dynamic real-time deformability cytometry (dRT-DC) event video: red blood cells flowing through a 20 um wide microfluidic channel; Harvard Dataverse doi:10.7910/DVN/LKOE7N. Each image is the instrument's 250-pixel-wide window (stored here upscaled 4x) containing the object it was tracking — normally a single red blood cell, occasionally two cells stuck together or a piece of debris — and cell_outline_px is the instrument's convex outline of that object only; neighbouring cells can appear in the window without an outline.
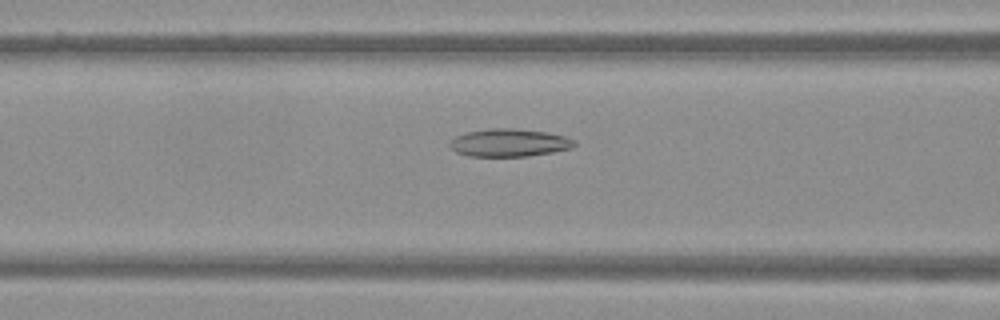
{"species": "Egyptian fruit bat (a non-hibernating species)", "species_latin": "Rousettus aegyptiacus", "temperature_condition": "warm", "stored_images_in_passage": 51, "camera_frame_rate_fps": 3000, "um_per_image_px": 0.085, "frame": {"image": 1, "passage_image": 21, "time_ms": 6.667, "image_size_px": [1000, 320], "cell_outline_px": [[576, 144], [572, 148], [552, 152], [528, 156], [468, 156], [456, 152], [448, 148], [448, 140], [456, 136], [468, 132], [488, 128], [516, 128], [548, 132], [564, 136], [576, 140]], "centroid_in_image_um": [43.25, 12.13], "position_along_channel_um": 123.3, "area_um2": 20.46}}
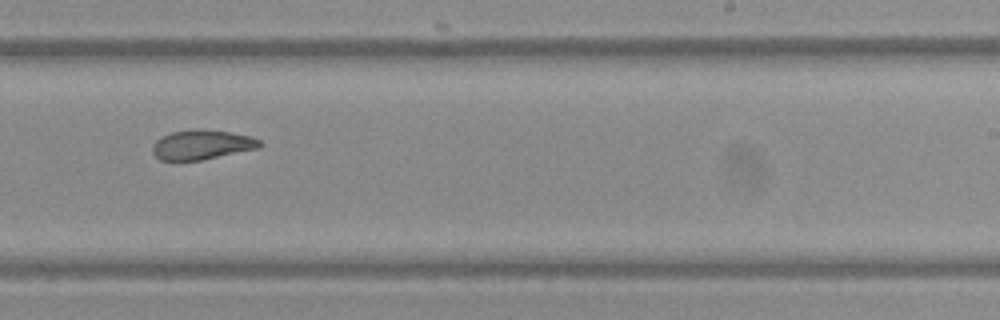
{"frame": {"image": 2, "passage_image": 32, "time_ms": 10.333, "image_size_px": [1000, 320], "cell_outline_px": [[264, 144], [260, 148], [200, 160], [160, 160], [152, 152], [152, 144], [156, 140], [172, 132], [192, 128], [196, 128], [228, 132], [252, 136], [260, 140]], "centroid_in_image_um": [17.18, 12.29], "position_along_channel_um": 271.8, "area_um2": 18.55}}
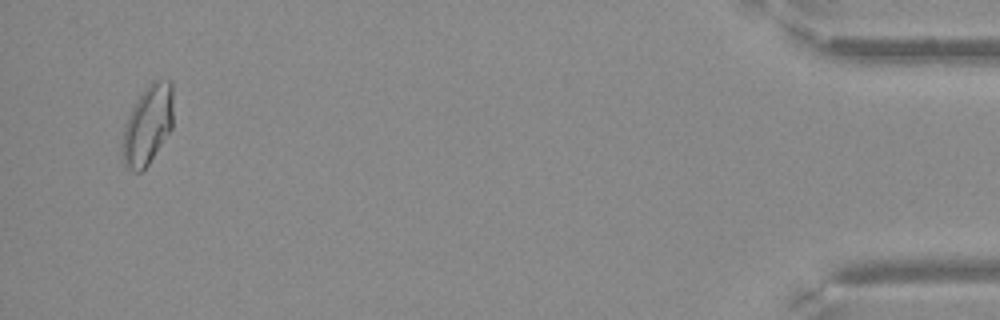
{"frame": {"image": 3, "passage_image": 49, "time_ms": 16.0, "image_size_px": [1000, 320], "cell_outline_px": [[172, 128], [148, 164], [140, 172], [132, 172], [124, 164], [120, 148], [124, 124], [136, 100], [144, 88], [152, 80], [172, 80]], "centroid_in_image_um": [12.52, 10.62], "position_along_channel_um": 422.7, "area_um2": 23.7}}